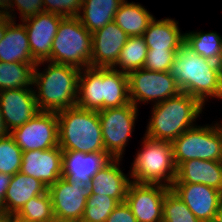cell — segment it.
<instances>
[{
	"mask_svg": "<svg viewBox=\"0 0 222 222\" xmlns=\"http://www.w3.org/2000/svg\"><path fill=\"white\" fill-rule=\"evenodd\" d=\"M169 72L183 93L197 98L222 99V64L196 54L185 42L177 51Z\"/></svg>",
	"mask_w": 222,
	"mask_h": 222,
	"instance_id": "cell-1",
	"label": "cell"
},
{
	"mask_svg": "<svg viewBox=\"0 0 222 222\" xmlns=\"http://www.w3.org/2000/svg\"><path fill=\"white\" fill-rule=\"evenodd\" d=\"M129 103L126 73L113 68L87 67L80 70L76 106L98 112Z\"/></svg>",
	"mask_w": 222,
	"mask_h": 222,
	"instance_id": "cell-2",
	"label": "cell"
},
{
	"mask_svg": "<svg viewBox=\"0 0 222 222\" xmlns=\"http://www.w3.org/2000/svg\"><path fill=\"white\" fill-rule=\"evenodd\" d=\"M46 62L47 68L38 72L39 66ZM79 74L80 69L70 65L50 61L36 63L33 85L38 90L34 89V95L39 111L58 112L75 107Z\"/></svg>",
	"mask_w": 222,
	"mask_h": 222,
	"instance_id": "cell-3",
	"label": "cell"
},
{
	"mask_svg": "<svg viewBox=\"0 0 222 222\" xmlns=\"http://www.w3.org/2000/svg\"><path fill=\"white\" fill-rule=\"evenodd\" d=\"M204 105L195 97L181 92L175 97L154 104L145 136L153 140L170 141L194 127Z\"/></svg>",
	"mask_w": 222,
	"mask_h": 222,
	"instance_id": "cell-4",
	"label": "cell"
},
{
	"mask_svg": "<svg viewBox=\"0 0 222 222\" xmlns=\"http://www.w3.org/2000/svg\"><path fill=\"white\" fill-rule=\"evenodd\" d=\"M57 116L63 152L106 153L97 111L75 106L58 111Z\"/></svg>",
	"mask_w": 222,
	"mask_h": 222,
	"instance_id": "cell-5",
	"label": "cell"
},
{
	"mask_svg": "<svg viewBox=\"0 0 222 222\" xmlns=\"http://www.w3.org/2000/svg\"><path fill=\"white\" fill-rule=\"evenodd\" d=\"M143 148L138 151L130 176L134 183L159 184L171 188L176 180L177 167L170 141L153 140L144 136Z\"/></svg>",
	"mask_w": 222,
	"mask_h": 222,
	"instance_id": "cell-6",
	"label": "cell"
},
{
	"mask_svg": "<svg viewBox=\"0 0 222 222\" xmlns=\"http://www.w3.org/2000/svg\"><path fill=\"white\" fill-rule=\"evenodd\" d=\"M92 55V33L78 17H64L54 37L51 56L47 61L76 67H90Z\"/></svg>",
	"mask_w": 222,
	"mask_h": 222,
	"instance_id": "cell-7",
	"label": "cell"
},
{
	"mask_svg": "<svg viewBox=\"0 0 222 222\" xmlns=\"http://www.w3.org/2000/svg\"><path fill=\"white\" fill-rule=\"evenodd\" d=\"M171 143L177 168L193 159L222 161V124L195 125Z\"/></svg>",
	"mask_w": 222,
	"mask_h": 222,
	"instance_id": "cell-8",
	"label": "cell"
},
{
	"mask_svg": "<svg viewBox=\"0 0 222 222\" xmlns=\"http://www.w3.org/2000/svg\"><path fill=\"white\" fill-rule=\"evenodd\" d=\"M137 113L138 107L132 103L98 111L104 148L112 159L123 157L126 144L135 129Z\"/></svg>",
	"mask_w": 222,
	"mask_h": 222,
	"instance_id": "cell-9",
	"label": "cell"
},
{
	"mask_svg": "<svg viewBox=\"0 0 222 222\" xmlns=\"http://www.w3.org/2000/svg\"><path fill=\"white\" fill-rule=\"evenodd\" d=\"M127 76L130 102L136 107L140 102L153 101L157 104L182 92L169 71L157 72L140 68Z\"/></svg>",
	"mask_w": 222,
	"mask_h": 222,
	"instance_id": "cell-10",
	"label": "cell"
},
{
	"mask_svg": "<svg viewBox=\"0 0 222 222\" xmlns=\"http://www.w3.org/2000/svg\"><path fill=\"white\" fill-rule=\"evenodd\" d=\"M56 220L80 222L87 198L91 194L88 183L80 180H68L60 177L47 188Z\"/></svg>",
	"mask_w": 222,
	"mask_h": 222,
	"instance_id": "cell-11",
	"label": "cell"
},
{
	"mask_svg": "<svg viewBox=\"0 0 222 222\" xmlns=\"http://www.w3.org/2000/svg\"><path fill=\"white\" fill-rule=\"evenodd\" d=\"M10 135L23 152L57 147L59 146L57 112L40 111L25 124L13 129Z\"/></svg>",
	"mask_w": 222,
	"mask_h": 222,
	"instance_id": "cell-12",
	"label": "cell"
},
{
	"mask_svg": "<svg viewBox=\"0 0 222 222\" xmlns=\"http://www.w3.org/2000/svg\"><path fill=\"white\" fill-rule=\"evenodd\" d=\"M169 187L131 182L125 198L137 222H162L163 202Z\"/></svg>",
	"mask_w": 222,
	"mask_h": 222,
	"instance_id": "cell-13",
	"label": "cell"
},
{
	"mask_svg": "<svg viewBox=\"0 0 222 222\" xmlns=\"http://www.w3.org/2000/svg\"><path fill=\"white\" fill-rule=\"evenodd\" d=\"M171 189L201 222H213L222 205V192L204 184L173 183Z\"/></svg>",
	"mask_w": 222,
	"mask_h": 222,
	"instance_id": "cell-14",
	"label": "cell"
},
{
	"mask_svg": "<svg viewBox=\"0 0 222 222\" xmlns=\"http://www.w3.org/2000/svg\"><path fill=\"white\" fill-rule=\"evenodd\" d=\"M63 18L57 14L40 12L22 21L26 28L32 58L36 63L50 58L52 43Z\"/></svg>",
	"mask_w": 222,
	"mask_h": 222,
	"instance_id": "cell-15",
	"label": "cell"
},
{
	"mask_svg": "<svg viewBox=\"0 0 222 222\" xmlns=\"http://www.w3.org/2000/svg\"><path fill=\"white\" fill-rule=\"evenodd\" d=\"M128 38L114 21L93 32L90 67L113 68Z\"/></svg>",
	"mask_w": 222,
	"mask_h": 222,
	"instance_id": "cell-16",
	"label": "cell"
},
{
	"mask_svg": "<svg viewBox=\"0 0 222 222\" xmlns=\"http://www.w3.org/2000/svg\"><path fill=\"white\" fill-rule=\"evenodd\" d=\"M33 88L0 91L2 118L10 132L22 126L40 112L37 107Z\"/></svg>",
	"mask_w": 222,
	"mask_h": 222,
	"instance_id": "cell-17",
	"label": "cell"
},
{
	"mask_svg": "<svg viewBox=\"0 0 222 222\" xmlns=\"http://www.w3.org/2000/svg\"><path fill=\"white\" fill-rule=\"evenodd\" d=\"M62 149L57 146L48 150L22 152L20 172L50 187L62 177Z\"/></svg>",
	"mask_w": 222,
	"mask_h": 222,
	"instance_id": "cell-18",
	"label": "cell"
},
{
	"mask_svg": "<svg viewBox=\"0 0 222 222\" xmlns=\"http://www.w3.org/2000/svg\"><path fill=\"white\" fill-rule=\"evenodd\" d=\"M120 161L121 159H111L91 178V193L105 194L119 203L125 202L131 179L119 167Z\"/></svg>",
	"mask_w": 222,
	"mask_h": 222,
	"instance_id": "cell-19",
	"label": "cell"
},
{
	"mask_svg": "<svg viewBox=\"0 0 222 222\" xmlns=\"http://www.w3.org/2000/svg\"><path fill=\"white\" fill-rule=\"evenodd\" d=\"M111 159L107 153L63 152L62 177L89 184L91 178Z\"/></svg>",
	"mask_w": 222,
	"mask_h": 222,
	"instance_id": "cell-20",
	"label": "cell"
},
{
	"mask_svg": "<svg viewBox=\"0 0 222 222\" xmlns=\"http://www.w3.org/2000/svg\"><path fill=\"white\" fill-rule=\"evenodd\" d=\"M174 183L204 184L222 192V161L193 159L177 168Z\"/></svg>",
	"mask_w": 222,
	"mask_h": 222,
	"instance_id": "cell-21",
	"label": "cell"
},
{
	"mask_svg": "<svg viewBox=\"0 0 222 222\" xmlns=\"http://www.w3.org/2000/svg\"><path fill=\"white\" fill-rule=\"evenodd\" d=\"M47 187L34 177L21 173L12 176L4 199V212L16 215L31 198L44 194Z\"/></svg>",
	"mask_w": 222,
	"mask_h": 222,
	"instance_id": "cell-22",
	"label": "cell"
},
{
	"mask_svg": "<svg viewBox=\"0 0 222 222\" xmlns=\"http://www.w3.org/2000/svg\"><path fill=\"white\" fill-rule=\"evenodd\" d=\"M15 19L11 20L6 28L4 37L0 40V61L36 63L28 41L24 24H16Z\"/></svg>",
	"mask_w": 222,
	"mask_h": 222,
	"instance_id": "cell-23",
	"label": "cell"
},
{
	"mask_svg": "<svg viewBox=\"0 0 222 222\" xmlns=\"http://www.w3.org/2000/svg\"><path fill=\"white\" fill-rule=\"evenodd\" d=\"M148 50H179L185 42V33H181L174 19L154 18L143 34Z\"/></svg>",
	"mask_w": 222,
	"mask_h": 222,
	"instance_id": "cell-24",
	"label": "cell"
},
{
	"mask_svg": "<svg viewBox=\"0 0 222 222\" xmlns=\"http://www.w3.org/2000/svg\"><path fill=\"white\" fill-rule=\"evenodd\" d=\"M124 0H82L78 18L90 32L103 28L114 20V15Z\"/></svg>",
	"mask_w": 222,
	"mask_h": 222,
	"instance_id": "cell-25",
	"label": "cell"
},
{
	"mask_svg": "<svg viewBox=\"0 0 222 222\" xmlns=\"http://www.w3.org/2000/svg\"><path fill=\"white\" fill-rule=\"evenodd\" d=\"M154 16L141 4L124 0L114 15V22L129 36H143Z\"/></svg>",
	"mask_w": 222,
	"mask_h": 222,
	"instance_id": "cell-26",
	"label": "cell"
},
{
	"mask_svg": "<svg viewBox=\"0 0 222 222\" xmlns=\"http://www.w3.org/2000/svg\"><path fill=\"white\" fill-rule=\"evenodd\" d=\"M36 63L0 61V91L33 87V70Z\"/></svg>",
	"mask_w": 222,
	"mask_h": 222,
	"instance_id": "cell-27",
	"label": "cell"
},
{
	"mask_svg": "<svg viewBox=\"0 0 222 222\" xmlns=\"http://www.w3.org/2000/svg\"><path fill=\"white\" fill-rule=\"evenodd\" d=\"M185 43L203 58L222 64V36L216 32L185 33Z\"/></svg>",
	"mask_w": 222,
	"mask_h": 222,
	"instance_id": "cell-28",
	"label": "cell"
},
{
	"mask_svg": "<svg viewBox=\"0 0 222 222\" xmlns=\"http://www.w3.org/2000/svg\"><path fill=\"white\" fill-rule=\"evenodd\" d=\"M147 52L148 47L143 36L129 37L113 69L128 74L131 71L143 68Z\"/></svg>",
	"mask_w": 222,
	"mask_h": 222,
	"instance_id": "cell-29",
	"label": "cell"
},
{
	"mask_svg": "<svg viewBox=\"0 0 222 222\" xmlns=\"http://www.w3.org/2000/svg\"><path fill=\"white\" fill-rule=\"evenodd\" d=\"M16 216L27 222H51L55 220L49 193L31 198Z\"/></svg>",
	"mask_w": 222,
	"mask_h": 222,
	"instance_id": "cell-30",
	"label": "cell"
},
{
	"mask_svg": "<svg viewBox=\"0 0 222 222\" xmlns=\"http://www.w3.org/2000/svg\"><path fill=\"white\" fill-rule=\"evenodd\" d=\"M119 202L105 194L91 193L80 222H105Z\"/></svg>",
	"mask_w": 222,
	"mask_h": 222,
	"instance_id": "cell-31",
	"label": "cell"
},
{
	"mask_svg": "<svg viewBox=\"0 0 222 222\" xmlns=\"http://www.w3.org/2000/svg\"><path fill=\"white\" fill-rule=\"evenodd\" d=\"M162 222H201L170 188L164 198Z\"/></svg>",
	"mask_w": 222,
	"mask_h": 222,
	"instance_id": "cell-32",
	"label": "cell"
},
{
	"mask_svg": "<svg viewBox=\"0 0 222 222\" xmlns=\"http://www.w3.org/2000/svg\"><path fill=\"white\" fill-rule=\"evenodd\" d=\"M22 152L10 134L0 138V173L13 176L19 172L22 164Z\"/></svg>",
	"mask_w": 222,
	"mask_h": 222,
	"instance_id": "cell-33",
	"label": "cell"
},
{
	"mask_svg": "<svg viewBox=\"0 0 222 222\" xmlns=\"http://www.w3.org/2000/svg\"><path fill=\"white\" fill-rule=\"evenodd\" d=\"M178 50H148L143 68L150 71H169Z\"/></svg>",
	"mask_w": 222,
	"mask_h": 222,
	"instance_id": "cell-34",
	"label": "cell"
},
{
	"mask_svg": "<svg viewBox=\"0 0 222 222\" xmlns=\"http://www.w3.org/2000/svg\"><path fill=\"white\" fill-rule=\"evenodd\" d=\"M81 7L82 0H43V12L62 17H78Z\"/></svg>",
	"mask_w": 222,
	"mask_h": 222,
	"instance_id": "cell-35",
	"label": "cell"
},
{
	"mask_svg": "<svg viewBox=\"0 0 222 222\" xmlns=\"http://www.w3.org/2000/svg\"><path fill=\"white\" fill-rule=\"evenodd\" d=\"M14 6H17L16 8L19 10L21 21L43 12V0H11V3L5 14L8 15L12 20H14L15 16L13 12L16 8H13Z\"/></svg>",
	"mask_w": 222,
	"mask_h": 222,
	"instance_id": "cell-36",
	"label": "cell"
},
{
	"mask_svg": "<svg viewBox=\"0 0 222 222\" xmlns=\"http://www.w3.org/2000/svg\"><path fill=\"white\" fill-rule=\"evenodd\" d=\"M105 222H137L134 214L126 202L119 203Z\"/></svg>",
	"mask_w": 222,
	"mask_h": 222,
	"instance_id": "cell-37",
	"label": "cell"
},
{
	"mask_svg": "<svg viewBox=\"0 0 222 222\" xmlns=\"http://www.w3.org/2000/svg\"><path fill=\"white\" fill-rule=\"evenodd\" d=\"M12 176L6 173H0V208L4 212V199Z\"/></svg>",
	"mask_w": 222,
	"mask_h": 222,
	"instance_id": "cell-38",
	"label": "cell"
},
{
	"mask_svg": "<svg viewBox=\"0 0 222 222\" xmlns=\"http://www.w3.org/2000/svg\"><path fill=\"white\" fill-rule=\"evenodd\" d=\"M11 20L8 15L0 12V40L4 37L7 25Z\"/></svg>",
	"mask_w": 222,
	"mask_h": 222,
	"instance_id": "cell-39",
	"label": "cell"
},
{
	"mask_svg": "<svg viewBox=\"0 0 222 222\" xmlns=\"http://www.w3.org/2000/svg\"><path fill=\"white\" fill-rule=\"evenodd\" d=\"M9 134H10V131L6 127V124L2 118V113H1V109H0V138L6 137Z\"/></svg>",
	"mask_w": 222,
	"mask_h": 222,
	"instance_id": "cell-40",
	"label": "cell"
},
{
	"mask_svg": "<svg viewBox=\"0 0 222 222\" xmlns=\"http://www.w3.org/2000/svg\"><path fill=\"white\" fill-rule=\"evenodd\" d=\"M10 3L11 0H0V12L5 13Z\"/></svg>",
	"mask_w": 222,
	"mask_h": 222,
	"instance_id": "cell-41",
	"label": "cell"
},
{
	"mask_svg": "<svg viewBox=\"0 0 222 222\" xmlns=\"http://www.w3.org/2000/svg\"><path fill=\"white\" fill-rule=\"evenodd\" d=\"M213 222H222V205L216 213Z\"/></svg>",
	"mask_w": 222,
	"mask_h": 222,
	"instance_id": "cell-42",
	"label": "cell"
},
{
	"mask_svg": "<svg viewBox=\"0 0 222 222\" xmlns=\"http://www.w3.org/2000/svg\"><path fill=\"white\" fill-rule=\"evenodd\" d=\"M0 222H9V214L0 212Z\"/></svg>",
	"mask_w": 222,
	"mask_h": 222,
	"instance_id": "cell-43",
	"label": "cell"
},
{
	"mask_svg": "<svg viewBox=\"0 0 222 222\" xmlns=\"http://www.w3.org/2000/svg\"><path fill=\"white\" fill-rule=\"evenodd\" d=\"M9 222H27V221L18 218L16 215H9Z\"/></svg>",
	"mask_w": 222,
	"mask_h": 222,
	"instance_id": "cell-44",
	"label": "cell"
},
{
	"mask_svg": "<svg viewBox=\"0 0 222 222\" xmlns=\"http://www.w3.org/2000/svg\"><path fill=\"white\" fill-rule=\"evenodd\" d=\"M51 222H69V221H60V220H53V221H51Z\"/></svg>",
	"mask_w": 222,
	"mask_h": 222,
	"instance_id": "cell-45",
	"label": "cell"
}]
</instances>
